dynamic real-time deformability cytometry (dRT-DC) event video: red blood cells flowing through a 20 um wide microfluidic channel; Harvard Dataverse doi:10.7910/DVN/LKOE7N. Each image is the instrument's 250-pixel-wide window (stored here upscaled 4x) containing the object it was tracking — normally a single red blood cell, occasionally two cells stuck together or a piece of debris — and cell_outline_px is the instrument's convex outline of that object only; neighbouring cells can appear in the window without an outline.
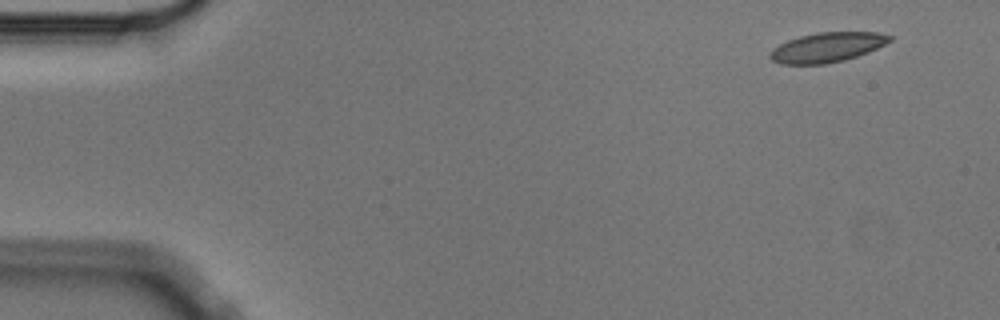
{"species": "Egyptian fruit bat (a non-hibernating species)", "species_latin": "Rousettus aegyptiacus", "temperature_condition": "cold", "stored_images_in_passage": 8, "camera_frame_rate_fps": 3000, "um_per_image_px": 0.085, "animal": {"sex": "male"}, "frame": {"image": 1, "passage_image": 1, "time_ms": 0.0, "image_size_px": [1000, 320], "cell_outline_px": [[892, 40], [868, 52], [844, 60], [824, 64], [780, 64], [772, 60], [768, 56], [768, 52], [772, 48], [788, 40], [800, 36], [816, 32], [880, 32], [892, 36]], "centroid_in_image_um": [70.27, 4.02], "position_along_channel_um": 14.7, "area_um2": 20.75}}
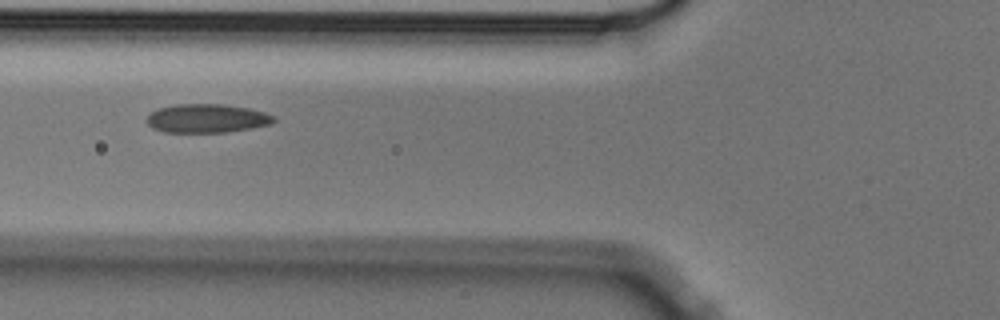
{"frame": {"image": 2, "passage_image": 5, "time_ms": 1.333, "image_size_px": [1000, 320], "cell_outline_px": [[276, 120], [272, 124], [252, 128], [228, 132], [164, 132], [152, 128], [144, 120], [156, 108], [176, 104], [224, 104], [248, 108], [264, 112], [276, 116]], "centroid_in_image_um": [17.59, 10.06], "position_along_channel_um": 108.2, "area_um2": 21.5}}
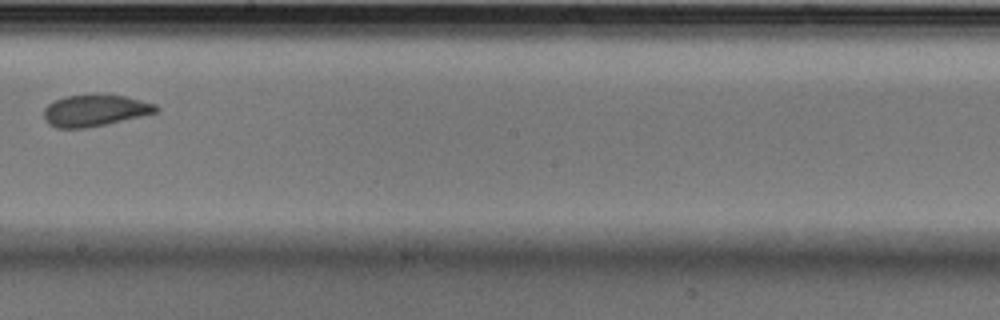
{"frame": {"image": 3, "passage_image": 8, "time_ms": 2.333, "image_size_px": [1000, 320], "cell_outline_px": [[160, 112], [88, 128], [56, 128], [48, 124], [44, 120], [44, 108], [48, 104], [64, 96], [124, 96], [156, 104], [160, 108]], "centroid_in_image_um": [8.07, 9.42], "position_along_channel_um": 240.1, "area_um2": 20.4}}